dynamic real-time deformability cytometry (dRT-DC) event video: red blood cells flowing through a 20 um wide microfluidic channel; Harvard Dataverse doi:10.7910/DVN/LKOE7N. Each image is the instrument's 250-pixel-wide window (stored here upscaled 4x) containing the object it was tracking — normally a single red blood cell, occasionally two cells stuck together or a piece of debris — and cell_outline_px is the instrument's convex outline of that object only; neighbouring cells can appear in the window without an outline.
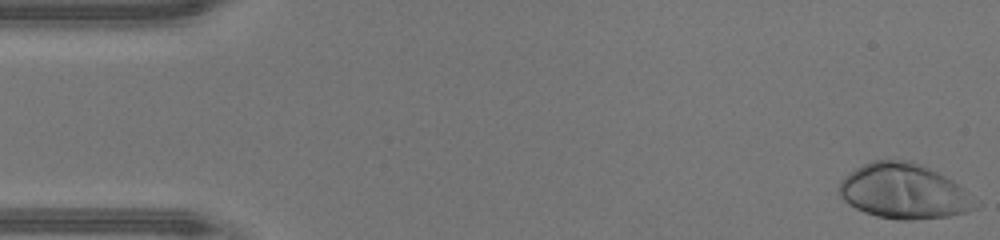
{"species": "human", "species_latin": "Homo sapiens", "temperature_condition": "warm", "stored_images_in_passage": 47, "camera_frame_rate_fps": 3000, "um_per_image_px": 0.085, "donor": {"sex": "male"}, "frame": {"image": 1, "passage_image": 1, "time_ms": 0.0, "image_size_px": [1000, 240], "cell_outline_px": [[980, 204], [976, 208], [964, 212], [948, 216], [904, 220], [896, 220], [876, 216], [864, 212], [848, 204], [840, 196], [840, 180], [848, 172], [872, 160], [908, 160], [920, 164], [952, 180]], "centroid_in_image_um": [76.79, 16.26], "position_along_channel_um": 8.2, "area_um2": 43.35}}
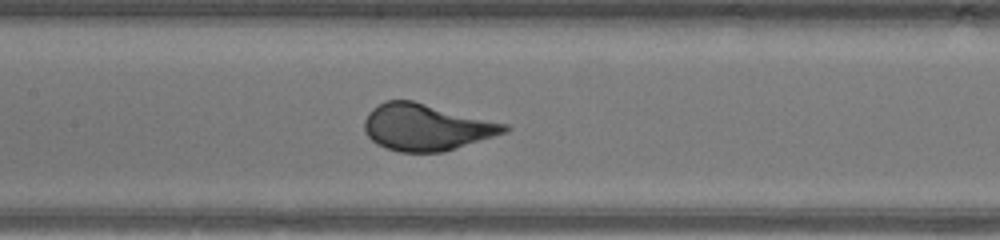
{"frame": {"image": 2, "passage_image": 22, "time_ms": 7.0, "image_size_px": [1000, 240], "cell_outline_px": [[512, 128], [508, 132], [444, 152], [400, 152], [384, 148], [376, 144], [364, 132], [364, 120], [368, 112], [372, 108], [388, 100], [412, 100], [508, 124]], "centroid_in_image_um": [36.24, 10.82], "position_along_channel_um": 171.2, "area_um2": 38.26}}
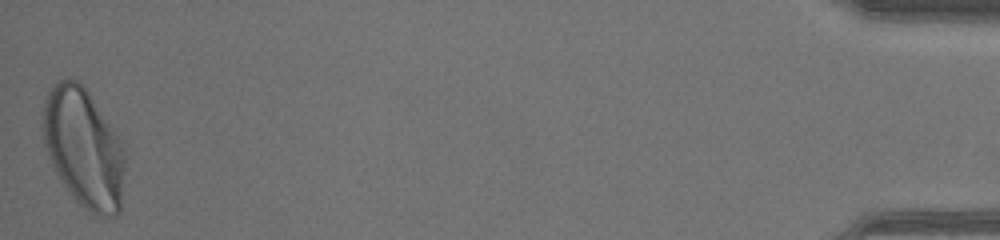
{"frame": {"image": 3, "passage_image": 47, "time_ms": 15.333, "image_size_px": [1000, 240], "cell_outline_px": [[124, 164], [120, 212], [116, 216], [100, 216], [84, 208], [72, 196], [60, 180], [48, 156], [44, 144], [44, 100], [52, 84], [56, 80], [76, 80], [88, 92], [116, 132], [120, 140], [124, 152]], "centroid_in_image_um": [7.11, 12.59], "position_along_channel_um": 428.1, "area_um2": 56.3}, "authors_computed_cell_mechanics": {"area_um2": 38.6104, "velocity_mm_per_s": 4.3447, "shape_relaxation_time_tau1_ms": 2.2778, "shape_relaxation_time_tau2_ms": null, "deformation_change_tau1": 0.1804, "deformation_change_tau2": null}}